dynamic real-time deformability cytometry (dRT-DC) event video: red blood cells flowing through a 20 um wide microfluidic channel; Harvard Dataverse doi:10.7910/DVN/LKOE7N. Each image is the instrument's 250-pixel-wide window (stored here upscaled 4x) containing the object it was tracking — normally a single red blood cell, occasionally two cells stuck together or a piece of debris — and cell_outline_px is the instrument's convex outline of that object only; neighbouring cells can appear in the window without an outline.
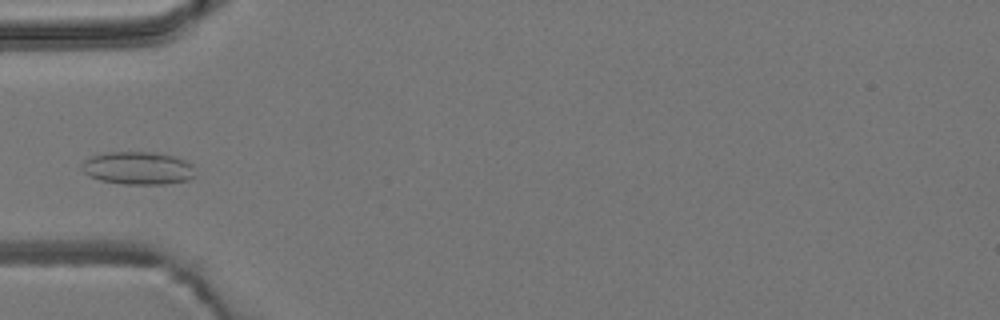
{"species": "common noctule bat (a hibernating species)", "species_latin": "Nyctalus noctula", "temperature_condition": "room temperature", "stored_images_in_passage": 5, "camera_frame_rate_fps": 3000, "um_per_image_px": 0.085, "animal": {"sex": "male", "body_mass_g": 19.2, "forearm_length_mm": 51.8}, "frame": {"image": 1, "passage_image": 5, "time_ms": 1.333, "image_size_px": [1000, 320], "cell_outline_px": [[196, 176], [188, 180], [164, 184], [124, 184], [100, 180], [88, 176], [80, 168], [80, 164], [84, 160], [92, 156], [108, 152], [152, 152], [172, 156], [184, 160], [192, 164]], "centroid_in_image_um": [11.71, 14.29], "position_along_channel_um": 73.3, "area_um2": 21.79}}